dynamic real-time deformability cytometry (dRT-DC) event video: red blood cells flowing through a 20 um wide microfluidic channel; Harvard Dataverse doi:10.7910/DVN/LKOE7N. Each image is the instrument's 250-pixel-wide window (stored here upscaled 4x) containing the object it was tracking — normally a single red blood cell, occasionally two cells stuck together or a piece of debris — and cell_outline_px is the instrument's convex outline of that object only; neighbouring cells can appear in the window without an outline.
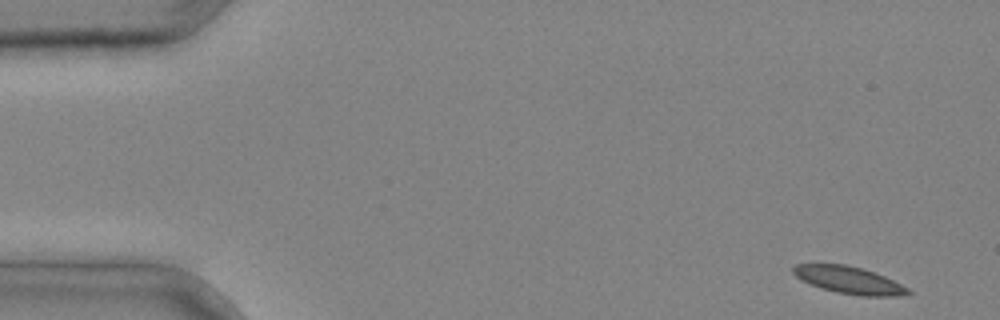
{"species": "common noctule bat (a hibernating species)", "species_latin": "Nyctalus noctula", "temperature_condition": "cold", "stored_images_in_passage": 3, "segment_of_instrument_passage": [2, 2], "camera_frame_rate_fps": 3000, "um_per_image_px": 0.085, "animal": {"sex": "male", "body_mass_g": 20.4}, "frame": {"image": 1, "passage_image": 3, "time_ms": 0.667, "image_size_px": [1000, 320], "cell_outline_px": [[912, 292], [892, 296], [860, 296], [836, 292], [820, 288], [796, 276], [792, 272], [792, 268], [796, 264], [844, 264], [860, 268], [884, 276], [908, 288]], "centroid_in_image_um": [72.13, 23.81], "position_along_channel_um": 12.9, "area_um2": 17.8}}